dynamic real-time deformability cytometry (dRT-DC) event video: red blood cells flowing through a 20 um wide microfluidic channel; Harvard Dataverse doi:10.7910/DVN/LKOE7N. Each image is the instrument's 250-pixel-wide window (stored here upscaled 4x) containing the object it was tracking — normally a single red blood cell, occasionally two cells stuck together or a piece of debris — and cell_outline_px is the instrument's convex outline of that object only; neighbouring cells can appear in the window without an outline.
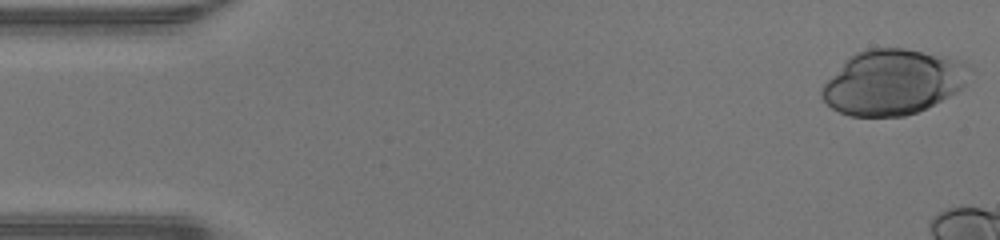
{"species": "human", "species_latin": "Homo sapiens", "temperature_condition": "warm", "stored_images_in_passage": 10, "camera_frame_rate_fps": 3000, "um_per_image_px": 0.085, "donor": {"sex": "male"}, "frame": {"image": 1, "passage_image": 1, "time_ms": 0.0, "image_size_px": [1000, 240], "cell_outline_px": [[972, 72], [964, 84], [956, 92], [916, 112], [904, 116], [852, 116], [840, 112], [832, 108], [824, 100], [820, 92], [824, 84], [848, 56], [856, 52], [868, 48], [904, 48], [920, 52], [964, 64], [972, 68]], "centroid_in_image_um": [75.82, 6.99], "position_along_channel_um": 9.2, "area_um2": 54.91}}